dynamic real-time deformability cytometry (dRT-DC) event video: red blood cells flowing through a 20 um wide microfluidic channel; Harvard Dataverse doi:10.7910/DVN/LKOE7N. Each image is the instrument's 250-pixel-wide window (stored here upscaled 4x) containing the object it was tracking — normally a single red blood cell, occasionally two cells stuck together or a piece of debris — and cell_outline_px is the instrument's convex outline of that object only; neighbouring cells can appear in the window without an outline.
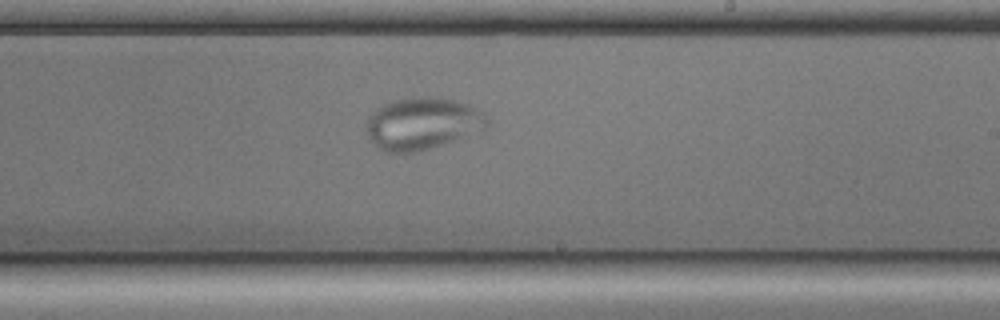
{"species": "common noctule bat (a hibernating species)", "species_latin": "Nyctalus noctula", "temperature_condition": "cold", "stored_images_in_passage": 56, "camera_frame_rate_fps": 3000, "um_per_image_px": 0.085, "animal": {"sex": "male", "body_mass_g": 17.9, "forearm_length_mm": 54.2}, "frame": {"image": 1, "passage_image": 32, "time_ms": 10.333, "image_size_px": [1000, 320], "cell_outline_px": [[488, 124], [484, 128], [452, 140], [416, 152], [384, 152], [368, 140], [368, 116], [380, 104], [392, 100], [416, 96], [440, 96], [464, 104], [484, 112], [488, 116]], "centroid_in_image_um": [35.84, 10.47], "position_along_channel_um": 253.2, "area_um2": 36.36}}